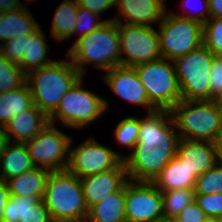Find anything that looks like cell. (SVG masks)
I'll return each instance as SVG.
<instances>
[{"label": "cell", "mask_w": 222, "mask_h": 222, "mask_svg": "<svg viewBox=\"0 0 222 222\" xmlns=\"http://www.w3.org/2000/svg\"><path fill=\"white\" fill-rule=\"evenodd\" d=\"M139 122L138 141L124 155V164L129 180L153 182L176 156L180 136L170 110L147 113Z\"/></svg>", "instance_id": "obj_1"}, {"label": "cell", "mask_w": 222, "mask_h": 222, "mask_svg": "<svg viewBox=\"0 0 222 222\" xmlns=\"http://www.w3.org/2000/svg\"><path fill=\"white\" fill-rule=\"evenodd\" d=\"M67 57L84 77L86 66L109 71L120 66V38L117 23L106 21L95 31L76 40L69 47Z\"/></svg>", "instance_id": "obj_2"}, {"label": "cell", "mask_w": 222, "mask_h": 222, "mask_svg": "<svg viewBox=\"0 0 222 222\" xmlns=\"http://www.w3.org/2000/svg\"><path fill=\"white\" fill-rule=\"evenodd\" d=\"M82 77L70 60H55L53 63L27 74L33 104L48 117L56 110L61 98Z\"/></svg>", "instance_id": "obj_3"}, {"label": "cell", "mask_w": 222, "mask_h": 222, "mask_svg": "<svg viewBox=\"0 0 222 222\" xmlns=\"http://www.w3.org/2000/svg\"><path fill=\"white\" fill-rule=\"evenodd\" d=\"M182 139L213 142L222 131V111L216 100H180L171 110Z\"/></svg>", "instance_id": "obj_4"}, {"label": "cell", "mask_w": 222, "mask_h": 222, "mask_svg": "<svg viewBox=\"0 0 222 222\" xmlns=\"http://www.w3.org/2000/svg\"><path fill=\"white\" fill-rule=\"evenodd\" d=\"M84 78L82 76L61 98L58 107L49 116V123L55 125L58 121L68 129H85L109 113L110 105L106 97L85 89Z\"/></svg>", "instance_id": "obj_5"}, {"label": "cell", "mask_w": 222, "mask_h": 222, "mask_svg": "<svg viewBox=\"0 0 222 222\" xmlns=\"http://www.w3.org/2000/svg\"><path fill=\"white\" fill-rule=\"evenodd\" d=\"M42 200L53 222H62L88 214L80 178L67 169L50 171Z\"/></svg>", "instance_id": "obj_6"}, {"label": "cell", "mask_w": 222, "mask_h": 222, "mask_svg": "<svg viewBox=\"0 0 222 222\" xmlns=\"http://www.w3.org/2000/svg\"><path fill=\"white\" fill-rule=\"evenodd\" d=\"M214 57L215 55L201 44L173 61L182 100H211L209 76Z\"/></svg>", "instance_id": "obj_7"}, {"label": "cell", "mask_w": 222, "mask_h": 222, "mask_svg": "<svg viewBox=\"0 0 222 222\" xmlns=\"http://www.w3.org/2000/svg\"><path fill=\"white\" fill-rule=\"evenodd\" d=\"M134 68L157 110H171L182 99L172 60L160 58Z\"/></svg>", "instance_id": "obj_8"}, {"label": "cell", "mask_w": 222, "mask_h": 222, "mask_svg": "<svg viewBox=\"0 0 222 222\" xmlns=\"http://www.w3.org/2000/svg\"><path fill=\"white\" fill-rule=\"evenodd\" d=\"M158 28L161 58L174 61L203 44V24L168 9Z\"/></svg>", "instance_id": "obj_9"}, {"label": "cell", "mask_w": 222, "mask_h": 222, "mask_svg": "<svg viewBox=\"0 0 222 222\" xmlns=\"http://www.w3.org/2000/svg\"><path fill=\"white\" fill-rule=\"evenodd\" d=\"M72 138L59 130L57 124L49 123L25 146L35 167L62 171L68 166Z\"/></svg>", "instance_id": "obj_10"}, {"label": "cell", "mask_w": 222, "mask_h": 222, "mask_svg": "<svg viewBox=\"0 0 222 222\" xmlns=\"http://www.w3.org/2000/svg\"><path fill=\"white\" fill-rule=\"evenodd\" d=\"M120 65L136 67L161 58L159 35L154 27L117 23Z\"/></svg>", "instance_id": "obj_11"}, {"label": "cell", "mask_w": 222, "mask_h": 222, "mask_svg": "<svg viewBox=\"0 0 222 222\" xmlns=\"http://www.w3.org/2000/svg\"><path fill=\"white\" fill-rule=\"evenodd\" d=\"M69 148L67 170L79 178L116 169L123 161L124 155L101 144L95 137H88L78 146Z\"/></svg>", "instance_id": "obj_12"}, {"label": "cell", "mask_w": 222, "mask_h": 222, "mask_svg": "<svg viewBox=\"0 0 222 222\" xmlns=\"http://www.w3.org/2000/svg\"><path fill=\"white\" fill-rule=\"evenodd\" d=\"M125 217L126 222L164 221L162 195L152 182L126 183Z\"/></svg>", "instance_id": "obj_13"}, {"label": "cell", "mask_w": 222, "mask_h": 222, "mask_svg": "<svg viewBox=\"0 0 222 222\" xmlns=\"http://www.w3.org/2000/svg\"><path fill=\"white\" fill-rule=\"evenodd\" d=\"M102 80L122 100L145 107L147 113L157 110L148 99L143 86L134 67L116 66L104 72Z\"/></svg>", "instance_id": "obj_14"}, {"label": "cell", "mask_w": 222, "mask_h": 222, "mask_svg": "<svg viewBox=\"0 0 222 222\" xmlns=\"http://www.w3.org/2000/svg\"><path fill=\"white\" fill-rule=\"evenodd\" d=\"M88 210L104 198L120 190L128 181L124 161L116 168L80 178Z\"/></svg>", "instance_id": "obj_15"}, {"label": "cell", "mask_w": 222, "mask_h": 222, "mask_svg": "<svg viewBox=\"0 0 222 222\" xmlns=\"http://www.w3.org/2000/svg\"><path fill=\"white\" fill-rule=\"evenodd\" d=\"M165 2L167 0H116L118 13L112 17V21L149 27L157 23L158 26L167 10Z\"/></svg>", "instance_id": "obj_16"}, {"label": "cell", "mask_w": 222, "mask_h": 222, "mask_svg": "<svg viewBox=\"0 0 222 222\" xmlns=\"http://www.w3.org/2000/svg\"><path fill=\"white\" fill-rule=\"evenodd\" d=\"M175 157L196 177L218 163L213 142L209 141L180 138Z\"/></svg>", "instance_id": "obj_17"}, {"label": "cell", "mask_w": 222, "mask_h": 222, "mask_svg": "<svg viewBox=\"0 0 222 222\" xmlns=\"http://www.w3.org/2000/svg\"><path fill=\"white\" fill-rule=\"evenodd\" d=\"M49 124V117L35 104L13 117L5 126L10 142L26 143Z\"/></svg>", "instance_id": "obj_18"}, {"label": "cell", "mask_w": 222, "mask_h": 222, "mask_svg": "<svg viewBox=\"0 0 222 222\" xmlns=\"http://www.w3.org/2000/svg\"><path fill=\"white\" fill-rule=\"evenodd\" d=\"M41 26L28 8L0 13V46L16 36H29Z\"/></svg>", "instance_id": "obj_19"}, {"label": "cell", "mask_w": 222, "mask_h": 222, "mask_svg": "<svg viewBox=\"0 0 222 222\" xmlns=\"http://www.w3.org/2000/svg\"><path fill=\"white\" fill-rule=\"evenodd\" d=\"M50 170L42 167H33L24 173L7 180L12 196L37 197L43 199L46 181Z\"/></svg>", "instance_id": "obj_20"}, {"label": "cell", "mask_w": 222, "mask_h": 222, "mask_svg": "<svg viewBox=\"0 0 222 222\" xmlns=\"http://www.w3.org/2000/svg\"><path fill=\"white\" fill-rule=\"evenodd\" d=\"M196 176L174 157L152 182L160 192L194 189Z\"/></svg>", "instance_id": "obj_21"}, {"label": "cell", "mask_w": 222, "mask_h": 222, "mask_svg": "<svg viewBox=\"0 0 222 222\" xmlns=\"http://www.w3.org/2000/svg\"><path fill=\"white\" fill-rule=\"evenodd\" d=\"M33 167L25 143L10 142L0 157V180L7 181Z\"/></svg>", "instance_id": "obj_22"}, {"label": "cell", "mask_w": 222, "mask_h": 222, "mask_svg": "<svg viewBox=\"0 0 222 222\" xmlns=\"http://www.w3.org/2000/svg\"><path fill=\"white\" fill-rule=\"evenodd\" d=\"M46 37V32L42 30V27L27 36L26 52L19 65L26 75L55 61L48 59L50 45L47 44Z\"/></svg>", "instance_id": "obj_23"}, {"label": "cell", "mask_w": 222, "mask_h": 222, "mask_svg": "<svg viewBox=\"0 0 222 222\" xmlns=\"http://www.w3.org/2000/svg\"><path fill=\"white\" fill-rule=\"evenodd\" d=\"M126 184L118 191L106 196L104 200L88 210L96 222H126L125 217Z\"/></svg>", "instance_id": "obj_24"}, {"label": "cell", "mask_w": 222, "mask_h": 222, "mask_svg": "<svg viewBox=\"0 0 222 222\" xmlns=\"http://www.w3.org/2000/svg\"><path fill=\"white\" fill-rule=\"evenodd\" d=\"M79 6L76 0H63L57 6L51 26V37L56 42H64L73 35Z\"/></svg>", "instance_id": "obj_25"}, {"label": "cell", "mask_w": 222, "mask_h": 222, "mask_svg": "<svg viewBox=\"0 0 222 222\" xmlns=\"http://www.w3.org/2000/svg\"><path fill=\"white\" fill-rule=\"evenodd\" d=\"M32 104L33 98L27 82L18 89L0 93V126L5 127L13 117Z\"/></svg>", "instance_id": "obj_26"}, {"label": "cell", "mask_w": 222, "mask_h": 222, "mask_svg": "<svg viewBox=\"0 0 222 222\" xmlns=\"http://www.w3.org/2000/svg\"><path fill=\"white\" fill-rule=\"evenodd\" d=\"M164 220L175 219L189 204L195 201L194 189L161 192Z\"/></svg>", "instance_id": "obj_27"}, {"label": "cell", "mask_w": 222, "mask_h": 222, "mask_svg": "<svg viewBox=\"0 0 222 222\" xmlns=\"http://www.w3.org/2000/svg\"><path fill=\"white\" fill-rule=\"evenodd\" d=\"M26 82L27 75L19 65L9 62L0 52V93L18 89Z\"/></svg>", "instance_id": "obj_28"}, {"label": "cell", "mask_w": 222, "mask_h": 222, "mask_svg": "<svg viewBox=\"0 0 222 222\" xmlns=\"http://www.w3.org/2000/svg\"><path fill=\"white\" fill-rule=\"evenodd\" d=\"M139 127L140 122L138 116L124 117L113 131V136L117 144L127 147L132 151L139 138Z\"/></svg>", "instance_id": "obj_29"}, {"label": "cell", "mask_w": 222, "mask_h": 222, "mask_svg": "<svg viewBox=\"0 0 222 222\" xmlns=\"http://www.w3.org/2000/svg\"><path fill=\"white\" fill-rule=\"evenodd\" d=\"M195 194L222 193V164L216 163L212 168L196 178Z\"/></svg>", "instance_id": "obj_30"}, {"label": "cell", "mask_w": 222, "mask_h": 222, "mask_svg": "<svg viewBox=\"0 0 222 222\" xmlns=\"http://www.w3.org/2000/svg\"><path fill=\"white\" fill-rule=\"evenodd\" d=\"M203 44L215 56H222V18H209L203 24Z\"/></svg>", "instance_id": "obj_31"}, {"label": "cell", "mask_w": 222, "mask_h": 222, "mask_svg": "<svg viewBox=\"0 0 222 222\" xmlns=\"http://www.w3.org/2000/svg\"><path fill=\"white\" fill-rule=\"evenodd\" d=\"M39 200L37 197H17L11 195L3 211L2 220L4 222H19L23 218L24 213L31 209Z\"/></svg>", "instance_id": "obj_32"}, {"label": "cell", "mask_w": 222, "mask_h": 222, "mask_svg": "<svg viewBox=\"0 0 222 222\" xmlns=\"http://www.w3.org/2000/svg\"><path fill=\"white\" fill-rule=\"evenodd\" d=\"M101 18V16L89 11L88 9L79 7L77 13L76 26L71 37L77 34V38H75L76 41L81 37L95 31L106 21H112V18L104 20H102Z\"/></svg>", "instance_id": "obj_33"}, {"label": "cell", "mask_w": 222, "mask_h": 222, "mask_svg": "<svg viewBox=\"0 0 222 222\" xmlns=\"http://www.w3.org/2000/svg\"><path fill=\"white\" fill-rule=\"evenodd\" d=\"M195 201L207 218L220 219L222 217V193L195 194Z\"/></svg>", "instance_id": "obj_34"}, {"label": "cell", "mask_w": 222, "mask_h": 222, "mask_svg": "<svg viewBox=\"0 0 222 222\" xmlns=\"http://www.w3.org/2000/svg\"><path fill=\"white\" fill-rule=\"evenodd\" d=\"M27 36H16L0 46V52L9 62L20 65L26 52Z\"/></svg>", "instance_id": "obj_35"}, {"label": "cell", "mask_w": 222, "mask_h": 222, "mask_svg": "<svg viewBox=\"0 0 222 222\" xmlns=\"http://www.w3.org/2000/svg\"><path fill=\"white\" fill-rule=\"evenodd\" d=\"M199 1H201L200 4L202 3V6L199 5L200 8L198 7L199 2L193 5V0H182L181 8H182L183 13L182 14L180 13L177 14L175 12H172V13L176 16H180L182 18H187L189 20H194V21L204 24L210 18L209 4H208V0H199ZM194 3L196 2L194 1ZM192 7H194L195 9ZM193 9L196 11H194Z\"/></svg>", "instance_id": "obj_36"}, {"label": "cell", "mask_w": 222, "mask_h": 222, "mask_svg": "<svg viewBox=\"0 0 222 222\" xmlns=\"http://www.w3.org/2000/svg\"><path fill=\"white\" fill-rule=\"evenodd\" d=\"M211 100L222 94V56H215L209 76Z\"/></svg>", "instance_id": "obj_37"}, {"label": "cell", "mask_w": 222, "mask_h": 222, "mask_svg": "<svg viewBox=\"0 0 222 222\" xmlns=\"http://www.w3.org/2000/svg\"><path fill=\"white\" fill-rule=\"evenodd\" d=\"M19 222H53L50 212L43 200H39L31 209L24 213Z\"/></svg>", "instance_id": "obj_38"}, {"label": "cell", "mask_w": 222, "mask_h": 222, "mask_svg": "<svg viewBox=\"0 0 222 222\" xmlns=\"http://www.w3.org/2000/svg\"><path fill=\"white\" fill-rule=\"evenodd\" d=\"M207 219L196 201L186 206L175 218L178 222H205Z\"/></svg>", "instance_id": "obj_39"}, {"label": "cell", "mask_w": 222, "mask_h": 222, "mask_svg": "<svg viewBox=\"0 0 222 222\" xmlns=\"http://www.w3.org/2000/svg\"><path fill=\"white\" fill-rule=\"evenodd\" d=\"M79 7L102 16L108 10L116 7V0H76Z\"/></svg>", "instance_id": "obj_40"}, {"label": "cell", "mask_w": 222, "mask_h": 222, "mask_svg": "<svg viewBox=\"0 0 222 222\" xmlns=\"http://www.w3.org/2000/svg\"><path fill=\"white\" fill-rule=\"evenodd\" d=\"M10 197L11 193L9 191L7 182L0 180V219H2L3 211L5 210Z\"/></svg>", "instance_id": "obj_41"}, {"label": "cell", "mask_w": 222, "mask_h": 222, "mask_svg": "<svg viewBox=\"0 0 222 222\" xmlns=\"http://www.w3.org/2000/svg\"><path fill=\"white\" fill-rule=\"evenodd\" d=\"M21 7L29 8L21 0H0V13H7Z\"/></svg>", "instance_id": "obj_42"}, {"label": "cell", "mask_w": 222, "mask_h": 222, "mask_svg": "<svg viewBox=\"0 0 222 222\" xmlns=\"http://www.w3.org/2000/svg\"><path fill=\"white\" fill-rule=\"evenodd\" d=\"M210 18H222V0H208Z\"/></svg>", "instance_id": "obj_43"}, {"label": "cell", "mask_w": 222, "mask_h": 222, "mask_svg": "<svg viewBox=\"0 0 222 222\" xmlns=\"http://www.w3.org/2000/svg\"><path fill=\"white\" fill-rule=\"evenodd\" d=\"M213 145L217 162L222 164V131L214 138Z\"/></svg>", "instance_id": "obj_44"}, {"label": "cell", "mask_w": 222, "mask_h": 222, "mask_svg": "<svg viewBox=\"0 0 222 222\" xmlns=\"http://www.w3.org/2000/svg\"><path fill=\"white\" fill-rule=\"evenodd\" d=\"M9 143H10V139H9V136L7 135L5 127L0 126V157L4 152V149L8 146Z\"/></svg>", "instance_id": "obj_45"}, {"label": "cell", "mask_w": 222, "mask_h": 222, "mask_svg": "<svg viewBox=\"0 0 222 222\" xmlns=\"http://www.w3.org/2000/svg\"><path fill=\"white\" fill-rule=\"evenodd\" d=\"M62 222H96L90 215H84L73 219L65 220Z\"/></svg>", "instance_id": "obj_46"}, {"label": "cell", "mask_w": 222, "mask_h": 222, "mask_svg": "<svg viewBox=\"0 0 222 222\" xmlns=\"http://www.w3.org/2000/svg\"><path fill=\"white\" fill-rule=\"evenodd\" d=\"M216 101H217V103L219 105V108L222 111V94L218 98H216Z\"/></svg>", "instance_id": "obj_47"}, {"label": "cell", "mask_w": 222, "mask_h": 222, "mask_svg": "<svg viewBox=\"0 0 222 222\" xmlns=\"http://www.w3.org/2000/svg\"><path fill=\"white\" fill-rule=\"evenodd\" d=\"M205 222H220L219 219H210L208 218Z\"/></svg>", "instance_id": "obj_48"}, {"label": "cell", "mask_w": 222, "mask_h": 222, "mask_svg": "<svg viewBox=\"0 0 222 222\" xmlns=\"http://www.w3.org/2000/svg\"><path fill=\"white\" fill-rule=\"evenodd\" d=\"M165 222H178V221H176L175 219H167L165 220Z\"/></svg>", "instance_id": "obj_49"}, {"label": "cell", "mask_w": 222, "mask_h": 222, "mask_svg": "<svg viewBox=\"0 0 222 222\" xmlns=\"http://www.w3.org/2000/svg\"><path fill=\"white\" fill-rule=\"evenodd\" d=\"M33 1H37V0H26V2H33Z\"/></svg>", "instance_id": "obj_50"}]
</instances>
